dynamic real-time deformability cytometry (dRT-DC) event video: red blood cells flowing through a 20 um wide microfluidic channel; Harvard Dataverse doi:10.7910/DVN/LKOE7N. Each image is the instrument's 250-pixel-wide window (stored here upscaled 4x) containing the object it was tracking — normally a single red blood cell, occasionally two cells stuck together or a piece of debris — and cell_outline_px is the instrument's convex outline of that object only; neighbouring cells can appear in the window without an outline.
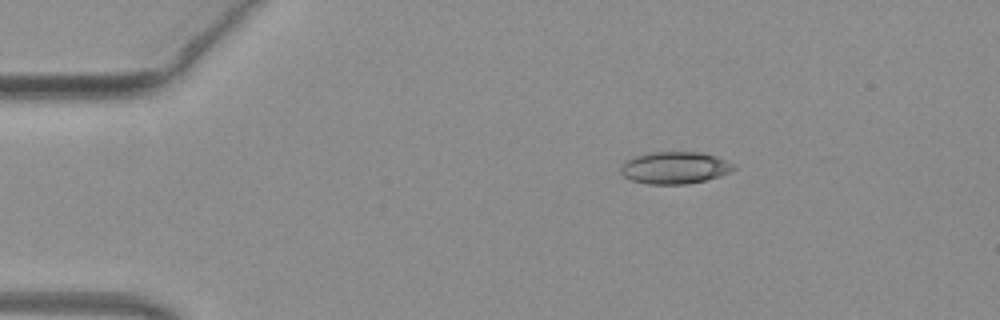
{"species": "common noctule bat (a hibernating species)", "species_latin": "Nyctalus noctula", "temperature_condition": "warm", "stored_images_in_passage": 43, "camera_frame_rate_fps": 3000, "um_per_image_px": 0.085, "animal": {"sex": "female", "body_mass_g": 19.3, "forearm_length_mm": 54.1}, "frame": {"image": 1, "passage_image": 1, "time_ms": 0.0, "image_size_px": [1000, 320], "cell_outline_px": [[736, 168], [720, 176], [704, 180], [684, 184], [648, 184], [632, 180], [624, 176], [620, 172], [620, 164], [644, 152], [700, 152], [716, 156], [736, 164]], "centroid_in_image_um": [57.35, 14.25], "position_along_channel_um": 27.7, "area_um2": 21.15}}
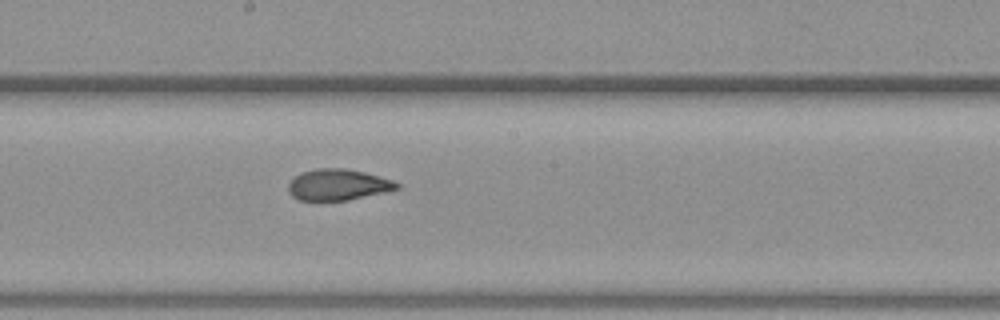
{"frame": {"image": 2, "passage_image": 20, "time_ms": 6.333, "image_size_px": [1000, 320], "cell_outline_px": [[400, 188], [384, 192], [348, 200], [300, 200], [292, 196], [288, 192], [288, 184], [300, 172], [316, 168], [344, 168], [364, 172], [380, 176], [392, 180], [400, 184]], "centroid_in_image_um": [28.72, 15.69], "position_along_channel_um": 219.5, "area_um2": 19.65}}
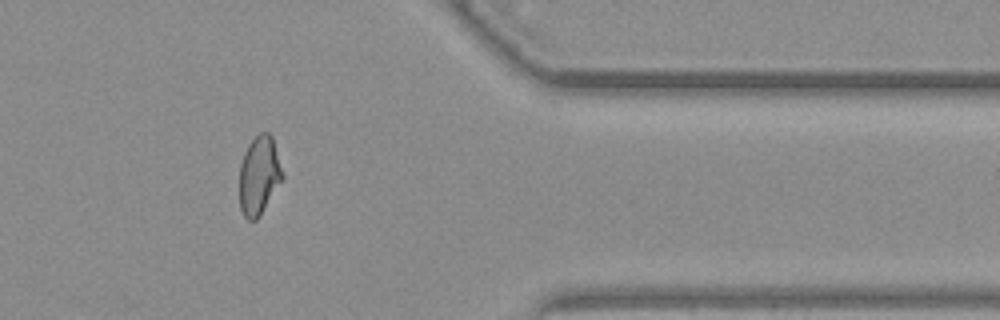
{"frame": {"image": 3, "passage_image": 34, "time_ms": 11.0, "image_size_px": [1000, 320], "cell_outline_px": [[284, 176], [260, 216], [256, 220], [248, 220], [244, 216], [240, 208], [240, 164], [244, 152], [248, 144], [260, 132], [268, 132], [272, 136]], "centroid_in_image_um": [22.01, 14.91], "position_along_channel_um": 389.4, "area_um2": 19.59}, "authors_computed_cell_mechanics": {"area_um2": 20.5768, "velocity_mm_per_s": 4.0704, "shape_relaxation_time_tau1_ms": null, "shape_relaxation_time_tau2_ms": 1.4238, "deformation_change_tau1": null, "deformation_change_tau2": 0.0616}}